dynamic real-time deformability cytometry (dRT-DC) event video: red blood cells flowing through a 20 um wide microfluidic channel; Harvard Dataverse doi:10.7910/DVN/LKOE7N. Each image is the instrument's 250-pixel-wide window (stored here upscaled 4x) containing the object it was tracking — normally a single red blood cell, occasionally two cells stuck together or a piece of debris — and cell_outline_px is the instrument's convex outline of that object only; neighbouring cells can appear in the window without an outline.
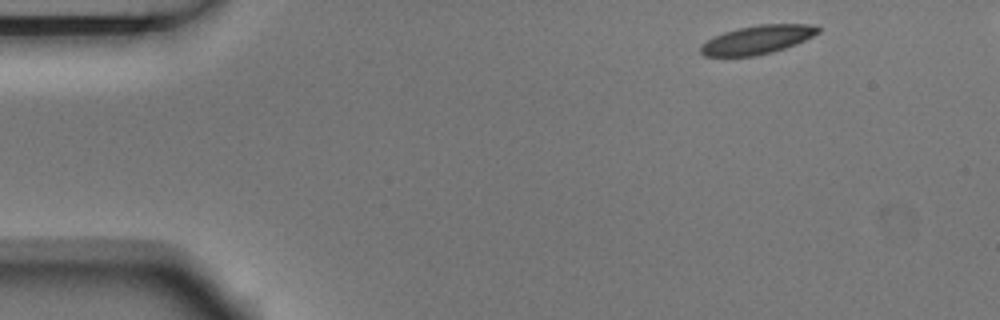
{"species": "Egyptian fruit bat (a non-hibernating species)", "species_latin": "Rousettus aegyptiacus", "temperature_condition": "room temperature", "stored_images_in_passage": 4, "segment_of_instrument_passage": [1, 2], "camera_frame_rate_fps": 3000, "um_per_image_px": 0.085, "animal": {"sex": "male"}, "frame": {"image": 1, "passage_image": 1, "time_ms": 0.0, "image_size_px": [1000, 320], "cell_outline_px": [[820, 32], [796, 44], [772, 52], [756, 56], [704, 56], [700, 52], [700, 48], [708, 40], [724, 32], [736, 28], [760, 24], [808, 24], [820, 28]], "centroid_in_image_um": [64.38, 3.37], "position_along_channel_um": 20.6, "area_um2": 19.36}}